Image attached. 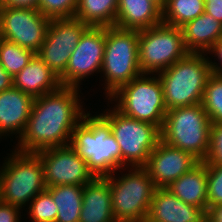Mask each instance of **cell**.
I'll return each instance as SVG.
<instances>
[{
    "label": "cell",
    "mask_w": 222,
    "mask_h": 222,
    "mask_svg": "<svg viewBox=\"0 0 222 222\" xmlns=\"http://www.w3.org/2000/svg\"><path fill=\"white\" fill-rule=\"evenodd\" d=\"M111 202L109 180L95 177L84 185L79 222H117Z\"/></svg>",
    "instance_id": "cell-18"
},
{
    "label": "cell",
    "mask_w": 222,
    "mask_h": 222,
    "mask_svg": "<svg viewBox=\"0 0 222 222\" xmlns=\"http://www.w3.org/2000/svg\"><path fill=\"white\" fill-rule=\"evenodd\" d=\"M47 187L55 185H81L95 177L84 161L70 145L51 147L37 151Z\"/></svg>",
    "instance_id": "cell-14"
},
{
    "label": "cell",
    "mask_w": 222,
    "mask_h": 222,
    "mask_svg": "<svg viewBox=\"0 0 222 222\" xmlns=\"http://www.w3.org/2000/svg\"><path fill=\"white\" fill-rule=\"evenodd\" d=\"M14 86L13 77L0 64V91H5Z\"/></svg>",
    "instance_id": "cell-36"
},
{
    "label": "cell",
    "mask_w": 222,
    "mask_h": 222,
    "mask_svg": "<svg viewBox=\"0 0 222 222\" xmlns=\"http://www.w3.org/2000/svg\"><path fill=\"white\" fill-rule=\"evenodd\" d=\"M89 27L76 17L51 19L37 55L59 77L65 71L82 34Z\"/></svg>",
    "instance_id": "cell-12"
},
{
    "label": "cell",
    "mask_w": 222,
    "mask_h": 222,
    "mask_svg": "<svg viewBox=\"0 0 222 222\" xmlns=\"http://www.w3.org/2000/svg\"><path fill=\"white\" fill-rule=\"evenodd\" d=\"M2 201V190H1V180H0V202Z\"/></svg>",
    "instance_id": "cell-40"
},
{
    "label": "cell",
    "mask_w": 222,
    "mask_h": 222,
    "mask_svg": "<svg viewBox=\"0 0 222 222\" xmlns=\"http://www.w3.org/2000/svg\"><path fill=\"white\" fill-rule=\"evenodd\" d=\"M181 29L185 46L190 53H205L222 37V24L205 12Z\"/></svg>",
    "instance_id": "cell-22"
},
{
    "label": "cell",
    "mask_w": 222,
    "mask_h": 222,
    "mask_svg": "<svg viewBox=\"0 0 222 222\" xmlns=\"http://www.w3.org/2000/svg\"><path fill=\"white\" fill-rule=\"evenodd\" d=\"M208 210L222 204V164H207Z\"/></svg>",
    "instance_id": "cell-30"
},
{
    "label": "cell",
    "mask_w": 222,
    "mask_h": 222,
    "mask_svg": "<svg viewBox=\"0 0 222 222\" xmlns=\"http://www.w3.org/2000/svg\"><path fill=\"white\" fill-rule=\"evenodd\" d=\"M83 189L84 186L81 185L47 187L58 209L55 222H79Z\"/></svg>",
    "instance_id": "cell-23"
},
{
    "label": "cell",
    "mask_w": 222,
    "mask_h": 222,
    "mask_svg": "<svg viewBox=\"0 0 222 222\" xmlns=\"http://www.w3.org/2000/svg\"><path fill=\"white\" fill-rule=\"evenodd\" d=\"M200 161L192 154L159 141L144 168L156 188H167Z\"/></svg>",
    "instance_id": "cell-15"
},
{
    "label": "cell",
    "mask_w": 222,
    "mask_h": 222,
    "mask_svg": "<svg viewBox=\"0 0 222 222\" xmlns=\"http://www.w3.org/2000/svg\"><path fill=\"white\" fill-rule=\"evenodd\" d=\"M79 88L61 86L34 99L26 128L16 144L23 153L69 145L76 124L86 112Z\"/></svg>",
    "instance_id": "cell-1"
},
{
    "label": "cell",
    "mask_w": 222,
    "mask_h": 222,
    "mask_svg": "<svg viewBox=\"0 0 222 222\" xmlns=\"http://www.w3.org/2000/svg\"><path fill=\"white\" fill-rule=\"evenodd\" d=\"M210 118L202 104L167 110L161 140L205 161L210 149Z\"/></svg>",
    "instance_id": "cell-4"
},
{
    "label": "cell",
    "mask_w": 222,
    "mask_h": 222,
    "mask_svg": "<svg viewBox=\"0 0 222 222\" xmlns=\"http://www.w3.org/2000/svg\"><path fill=\"white\" fill-rule=\"evenodd\" d=\"M34 99L14 86L0 91V139L10 134L11 136L16 134L18 140L21 138L30 117Z\"/></svg>",
    "instance_id": "cell-17"
},
{
    "label": "cell",
    "mask_w": 222,
    "mask_h": 222,
    "mask_svg": "<svg viewBox=\"0 0 222 222\" xmlns=\"http://www.w3.org/2000/svg\"><path fill=\"white\" fill-rule=\"evenodd\" d=\"M118 0H78L75 16L92 27L115 26Z\"/></svg>",
    "instance_id": "cell-24"
},
{
    "label": "cell",
    "mask_w": 222,
    "mask_h": 222,
    "mask_svg": "<svg viewBox=\"0 0 222 222\" xmlns=\"http://www.w3.org/2000/svg\"><path fill=\"white\" fill-rule=\"evenodd\" d=\"M29 204L27 212L32 222H55L58 209L47 189L36 195Z\"/></svg>",
    "instance_id": "cell-28"
},
{
    "label": "cell",
    "mask_w": 222,
    "mask_h": 222,
    "mask_svg": "<svg viewBox=\"0 0 222 222\" xmlns=\"http://www.w3.org/2000/svg\"><path fill=\"white\" fill-rule=\"evenodd\" d=\"M189 53L179 27L162 22L139 30L138 61L142 74H158Z\"/></svg>",
    "instance_id": "cell-10"
},
{
    "label": "cell",
    "mask_w": 222,
    "mask_h": 222,
    "mask_svg": "<svg viewBox=\"0 0 222 222\" xmlns=\"http://www.w3.org/2000/svg\"><path fill=\"white\" fill-rule=\"evenodd\" d=\"M167 188L183 202L204 208L208 212L207 164L205 161H200Z\"/></svg>",
    "instance_id": "cell-21"
},
{
    "label": "cell",
    "mask_w": 222,
    "mask_h": 222,
    "mask_svg": "<svg viewBox=\"0 0 222 222\" xmlns=\"http://www.w3.org/2000/svg\"><path fill=\"white\" fill-rule=\"evenodd\" d=\"M21 208L0 202V222H20Z\"/></svg>",
    "instance_id": "cell-33"
},
{
    "label": "cell",
    "mask_w": 222,
    "mask_h": 222,
    "mask_svg": "<svg viewBox=\"0 0 222 222\" xmlns=\"http://www.w3.org/2000/svg\"><path fill=\"white\" fill-rule=\"evenodd\" d=\"M38 0H0V6L37 9Z\"/></svg>",
    "instance_id": "cell-35"
},
{
    "label": "cell",
    "mask_w": 222,
    "mask_h": 222,
    "mask_svg": "<svg viewBox=\"0 0 222 222\" xmlns=\"http://www.w3.org/2000/svg\"><path fill=\"white\" fill-rule=\"evenodd\" d=\"M90 111L76 124L69 145L87 163L94 177H107L122 169V154L109 122Z\"/></svg>",
    "instance_id": "cell-2"
},
{
    "label": "cell",
    "mask_w": 222,
    "mask_h": 222,
    "mask_svg": "<svg viewBox=\"0 0 222 222\" xmlns=\"http://www.w3.org/2000/svg\"><path fill=\"white\" fill-rule=\"evenodd\" d=\"M205 13L222 24V0H204Z\"/></svg>",
    "instance_id": "cell-34"
},
{
    "label": "cell",
    "mask_w": 222,
    "mask_h": 222,
    "mask_svg": "<svg viewBox=\"0 0 222 222\" xmlns=\"http://www.w3.org/2000/svg\"><path fill=\"white\" fill-rule=\"evenodd\" d=\"M106 27L90 26L73 50L65 71L59 76L62 86L80 88L85 78L101 72Z\"/></svg>",
    "instance_id": "cell-13"
},
{
    "label": "cell",
    "mask_w": 222,
    "mask_h": 222,
    "mask_svg": "<svg viewBox=\"0 0 222 222\" xmlns=\"http://www.w3.org/2000/svg\"><path fill=\"white\" fill-rule=\"evenodd\" d=\"M0 168L2 202L24 208L47 189L43 166L36 153L11 150Z\"/></svg>",
    "instance_id": "cell-8"
},
{
    "label": "cell",
    "mask_w": 222,
    "mask_h": 222,
    "mask_svg": "<svg viewBox=\"0 0 222 222\" xmlns=\"http://www.w3.org/2000/svg\"><path fill=\"white\" fill-rule=\"evenodd\" d=\"M206 164H222V123L211 125L210 149Z\"/></svg>",
    "instance_id": "cell-31"
},
{
    "label": "cell",
    "mask_w": 222,
    "mask_h": 222,
    "mask_svg": "<svg viewBox=\"0 0 222 222\" xmlns=\"http://www.w3.org/2000/svg\"><path fill=\"white\" fill-rule=\"evenodd\" d=\"M50 21L38 9L0 6V38L37 54Z\"/></svg>",
    "instance_id": "cell-11"
},
{
    "label": "cell",
    "mask_w": 222,
    "mask_h": 222,
    "mask_svg": "<svg viewBox=\"0 0 222 222\" xmlns=\"http://www.w3.org/2000/svg\"><path fill=\"white\" fill-rule=\"evenodd\" d=\"M204 208L187 204L168 188H156L145 222H205Z\"/></svg>",
    "instance_id": "cell-16"
},
{
    "label": "cell",
    "mask_w": 222,
    "mask_h": 222,
    "mask_svg": "<svg viewBox=\"0 0 222 222\" xmlns=\"http://www.w3.org/2000/svg\"><path fill=\"white\" fill-rule=\"evenodd\" d=\"M130 169V170H129ZM109 180L112 210L117 222H145L156 186L144 167H128V173Z\"/></svg>",
    "instance_id": "cell-6"
},
{
    "label": "cell",
    "mask_w": 222,
    "mask_h": 222,
    "mask_svg": "<svg viewBox=\"0 0 222 222\" xmlns=\"http://www.w3.org/2000/svg\"><path fill=\"white\" fill-rule=\"evenodd\" d=\"M36 53L0 38V64L14 78Z\"/></svg>",
    "instance_id": "cell-26"
},
{
    "label": "cell",
    "mask_w": 222,
    "mask_h": 222,
    "mask_svg": "<svg viewBox=\"0 0 222 222\" xmlns=\"http://www.w3.org/2000/svg\"><path fill=\"white\" fill-rule=\"evenodd\" d=\"M201 104L210 123H222V76L212 73L207 80Z\"/></svg>",
    "instance_id": "cell-27"
},
{
    "label": "cell",
    "mask_w": 222,
    "mask_h": 222,
    "mask_svg": "<svg viewBox=\"0 0 222 222\" xmlns=\"http://www.w3.org/2000/svg\"><path fill=\"white\" fill-rule=\"evenodd\" d=\"M108 100L111 104L115 101L113 106L123 115L162 129L167 107L163 85L157 74H141L121 86Z\"/></svg>",
    "instance_id": "cell-7"
},
{
    "label": "cell",
    "mask_w": 222,
    "mask_h": 222,
    "mask_svg": "<svg viewBox=\"0 0 222 222\" xmlns=\"http://www.w3.org/2000/svg\"><path fill=\"white\" fill-rule=\"evenodd\" d=\"M212 54L214 55L213 57H216L215 59H217L218 62H212V60H210L211 58L207 56L208 58V63L211 67V71L214 74H218L222 76V37L216 41L206 52L205 54Z\"/></svg>",
    "instance_id": "cell-32"
},
{
    "label": "cell",
    "mask_w": 222,
    "mask_h": 222,
    "mask_svg": "<svg viewBox=\"0 0 222 222\" xmlns=\"http://www.w3.org/2000/svg\"><path fill=\"white\" fill-rule=\"evenodd\" d=\"M13 80L14 87L34 98L58 90L62 86L59 77L37 54Z\"/></svg>",
    "instance_id": "cell-19"
},
{
    "label": "cell",
    "mask_w": 222,
    "mask_h": 222,
    "mask_svg": "<svg viewBox=\"0 0 222 222\" xmlns=\"http://www.w3.org/2000/svg\"><path fill=\"white\" fill-rule=\"evenodd\" d=\"M110 109L100 114L109 122L119 144L122 169L144 167L150 153L161 140V130L153 124L125 116L115 107Z\"/></svg>",
    "instance_id": "cell-9"
},
{
    "label": "cell",
    "mask_w": 222,
    "mask_h": 222,
    "mask_svg": "<svg viewBox=\"0 0 222 222\" xmlns=\"http://www.w3.org/2000/svg\"><path fill=\"white\" fill-rule=\"evenodd\" d=\"M207 215L214 221V222H222V204L212 206Z\"/></svg>",
    "instance_id": "cell-37"
},
{
    "label": "cell",
    "mask_w": 222,
    "mask_h": 222,
    "mask_svg": "<svg viewBox=\"0 0 222 222\" xmlns=\"http://www.w3.org/2000/svg\"><path fill=\"white\" fill-rule=\"evenodd\" d=\"M211 74L205 53H189L159 72L167 110L200 104Z\"/></svg>",
    "instance_id": "cell-3"
},
{
    "label": "cell",
    "mask_w": 222,
    "mask_h": 222,
    "mask_svg": "<svg viewBox=\"0 0 222 222\" xmlns=\"http://www.w3.org/2000/svg\"><path fill=\"white\" fill-rule=\"evenodd\" d=\"M205 222H214V221L207 215Z\"/></svg>",
    "instance_id": "cell-39"
},
{
    "label": "cell",
    "mask_w": 222,
    "mask_h": 222,
    "mask_svg": "<svg viewBox=\"0 0 222 222\" xmlns=\"http://www.w3.org/2000/svg\"><path fill=\"white\" fill-rule=\"evenodd\" d=\"M204 12V0H168L162 9V22L181 28Z\"/></svg>",
    "instance_id": "cell-25"
},
{
    "label": "cell",
    "mask_w": 222,
    "mask_h": 222,
    "mask_svg": "<svg viewBox=\"0 0 222 222\" xmlns=\"http://www.w3.org/2000/svg\"><path fill=\"white\" fill-rule=\"evenodd\" d=\"M139 30L106 27L101 73L104 76L105 97L109 98L121 86L140 76L138 61Z\"/></svg>",
    "instance_id": "cell-5"
},
{
    "label": "cell",
    "mask_w": 222,
    "mask_h": 222,
    "mask_svg": "<svg viewBox=\"0 0 222 222\" xmlns=\"http://www.w3.org/2000/svg\"><path fill=\"white\" fill-rule=\"evenodd\" d=\"M162 23V9L152 0H118L115 26L143 30Z\"/></svg>",
    "instance_id": "cell-20"
},
{
    "label": "cell",
    "mask_w": 222,
    "mask_h": 222,
    "mask_svg": "<svg viewBox=\"0 0 222 222\" xmlns=\"http://www.w3.org/2000/svg\"><path fill=\"white\" fill-rule=\"evenodd\" d=\"M78 0H38L37 9L46 17L73 18Z\"/></svg>",
    "instance_id": "cell-29"
},
{
    "label": "cell",
    "mask_w": 222,
    "mask_h": 222,
    "mask_svg": "<svg viewBox=\"0 0 222 222\" xmlns=\"http://www.w3.org/2000/svg\"><path fill=\"white\" fill-rule=\"evenodd\" d=\"M154 3H156L161 9H163L168 0H152Z\"/></svg>",
    "instance_id": "cell-38"
}]
</instances>
